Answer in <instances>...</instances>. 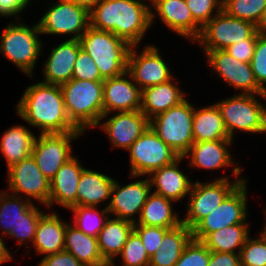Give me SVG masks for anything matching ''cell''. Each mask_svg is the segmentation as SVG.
<instances>
[{
    "label": "cell",
    "instance_id": "obj_8",
    "mask_svg": "<svg viewBox=\"0 0 266 266\" xmlns=\"http://www.w3.org/2000/svg\"><path fill=\"white\" fill-rule=\"evenodd\" d=\"M236 180L230 182L227 177H221L213 182L202 184L199 181L193 183L190 190V199L187 204L186 218L182 219L191 230L207 215L214 211L226 198V196L245 178H238L242 170L240 167L233 168Z\"/></svg>",
    "mask_w": 266,
    "mask_h": 266
},
{
    "label": "cell",
    "instance_id": "obj_22",
    "mask_svg": "<svg viewBox=\"0 0 266 266\" xmlns=\"http://www.w3.org/2000/svg\"><path fill=\"white\" fill-rule=\"evenodd\" d=\"M81 45L79 40L68 39L53 48L44 62L46 84L62 85L72 79L74 64Z\"/></svg>",
    "mask_w": 266,
    "mask_h": 266
},
{
    "label": "cell",
    "instance_id": "obj_10",
    "mask_svg": "<svg viewBox=\"0 0 266 266\" xmlns=\"http://www.w3.org/2000/svg\"><path fill=\"white\" fill-rule=\"evenodd\" d=\"M246 179L240 182L209 215L193 229L192 238L202 241L209 233L235 224L247 223Z\"/></svg>",
    "mask_w": 266,
    "mask_h": 266
},
{
    "label": "cell",
    "instance_id": "obj_41",
    "mask_svg": "<svg viewBox=\"0 0 266 266\" xmlns=\"http://www.w3.org/2000/svg\"><path fill=\"white\" fill-rule=\"evenodd\" d=\"M210 250L201 242L191 239L174 266H208Z\"/></svg>",
    "mask_w": 266,
    "mask_h": 266
},
{
    "label": "cell",
    "instance_id": "obj_49",
    "mask_svg": "<svg viewBox=\"0 0 266 266\" xmlns=\"http://www.w3.org/2000/svg\"><path fill=\"white\" fill-rule=\"evenodd\" d=\"M27 5L28 2L26 0H0V16H15L22 21L18 14L26 9Z\"/></svg>",
    "mask_w": 266,
    "mask_h": 266
},
{
    "label": "cell",
    "instance_id": "obj_45",
    "mask_svg": "<svg viewBox=\"0 0 266 266\" xmlns=\"http://www.w3.org/2000/svg\"><path fill=\"white\" fill-rule=\"evenodd\" d=\"M168 230L169 229L162 227L134 225V231L141 238L149 257L159 249V245Z\"/></svg>",
    "mask_w": 266,
    "mask_h": 266
},
{
    "label": "cell",
    "instance_id": "obj_24",
    "mask_svg": "<svg viewBox=\"0 0 266 266\" xmlns=\"http://www.w3.org/2000/svg\"><path fill=\"white\" fill-rule=\"evenodd\" d=\"M185 93L181 91L180 86H176L172 79L144 88L141 90L140 111L150 121L157 115L184 101Z\"/></svg>",
    "mask_w": 266,
    "mask_h": 266
},
{
    "label": "cell",
    "instance_id": "obj_11",
    "mask_svg": "<svg viewBox=\"0 0 266 266\" xmlns=\"http://www.w3.org/2000/svg\"><path fill=\"white\" fill-rule=\"evenodd\" d=\"M213 15L196 40L205 53L225 50L234 43L249 39L257 31L253 23L230 16L223 10Z\"/></svg>",
    "mask_w": 266,
    "mask_h": 266
},
{
    "label": "cell",
    "instance_id": "obj_28",
    "mask_svg": "<svg viewBox=\"0 0 266 266\" xmlns=\"http://www.w3.org/2000/svg\"><path fill=\"white\" fill-rule=\"evenodd\" d=\"M134 230V223L119 219L106 218L102 230L97 236L98 247L105 261H114L124 247L128 236Z\"/></svg>",
    "mask_w": 266,
    "mask_h": 266
},
{
    "label": "cell",
    "instance_id": "obj_12",
    "mask_svg": "<svg viewBox=\"0 0 266 266\" xmlns=\"http://www.w3.org/2000/svg\"><path fill=\"white\" fill-rule=\"evenodd\" d=\"M41 34H72L79 40L90 26L89 10L71 0H59L38 22Z\"/></svg>",
    "mask_w": 266,
    "mask_h": 266
},
{
    "label": "cell",
    "instance_id": "obj_3",
    "mask_svg": "<svg viewBox=\"0 0 266 266\" xmlns=\"http://www.w3.org/2000/svg\"><path fill=\"white\" fill-rule=\"evenodd\" d=\"M103 82L71 79L60 85L71 123L84 133L99 126L103 115Z\"/></svg>",
    "mask_w": 266,
    "mask_h": 266
},
{
    "label": "cell",
    "instance_id": "obj_18",
    "mask_svg": "<svg viewBox=\"0 0 266 266\" xmlns=\"http://www.w3.org/2000/svg\"><path fill=\"white\" fill-rule=\"evenodd\" d=\"M127 77L131 79L128 80ZM131 80L133 79L127 71L120 76L104 80L103 115L101 120L106 118L113 111L127 112L140 110L141 89Z\"/></svg>",
    "mask_w": 266,
    "mask_h": 266
},
{
    "label": "cell",
    "instance_id": "obj_29",
    "mask_svg": "<svg viewBox=\"0 0 266 266\" xmlns=\"http://www.w3.org/2000/svg\"><path fill=\"white\" fill-rule=\"evenodd\" d=\"M192 129L194 142L232 140L216 103L197 110L194 107Z\"/></svg>",
    "mask_w": 266,
    "mask_h": 266
},
{
    "label": "cell",
    "instance_id": "obj_33",
    "mask_svg": "<svg viewBox=\"0 0 266 266\" xmlns=\"http://www.w3.org/2000/svg\"><path fill=\"white\" fill-rule=\"evenodd\" d=\"M36 136L25 126H13L3 133L0 151L7 161V167L31 155Z\"/></svg>",
    "mask_w": 266,
    "mask_h": 266
},
{
    "label": "cell",
    "instance_id": "obj_50",
    "mask_svg": "<svg viewBox=\"0 0 266 266\" xmlns=\"http://www.w3.org/2000/svg\"><path fill=\"white\" fill-rule=\"evenodd\" d=\"M2 238L4 237H0V264L12 260L11 252L8 251Z\"/></svg>",
    "mask_w": 266,
    "mask_h": 266
},
{
    "label": "cell",
    "instance_id": "obj_40",
    "mask_svg": "<svg viewBox=\"0 0 266 266\" xmlns=\"http://www.w3.org/2000/svg\"><path fill=\"white\" fill-rule=\"evenodd\" d=\"M45 212L40 211L35 204H32L24 213L23 217H21L20 222L16 229H13L10 236L18 239L19 247L22 246L23 242L34 241L35 232L37 224L41 218V216Z\"/></svg>",
    "mask_w": 266,
    "mask_h": 266
},
{
    "label": "cell",
    "instance_id": "obj_38",
    "mask_svg": "<svg viewBox=\"0 0 266 266\" xmlns=\"http://www.w3.org/2000/svg\"><path fill=\"white\" fill-rule=\"evenodd\" d=\"M123 266H149L150 257L139 235L133 230L121 253Z\"/></svg>",
    "mask_w": 266,
    "mask_h": 266
},
{
    "label": "cell",
    "instance_id": "obj_37",
    "mask_svg": "<svg viewBox=\"0 0 266 266\" xmlns=\"http://www.w3.org/2000/svg\"><path fill=\"white\" fill-rule=\"evenodd\" d=\"M266 9V0H223L222 10L235 18L246 20L255 26Z\"/></svg>",
    "mask_w": 266,
    "mask_h": 266
},
{
    "label": "cell",
    "instance_id": "obj_30",
    "mask_svg": "<svg viewBox=\"0 0 266 266\" xmlns=\"http://www.w3.org/2000/svg\"><path fill=\"white\" fill-rule=\"evenodd\" d=\"M173 201L151 192L142 207L140 216L134 225H146L171 229L182 223V219L173 213Z\"/></svg>",
    "mask_w": 266,
    "mask_h": 266
},
{
    "label": "cell",
    "instance_id": "obj_15",
    "mask_svg": "<svg viewBox=\"0 0 266 266\" xmlns=\"http://www.w3.org/2000/svg\"><path fill=\"white\" fill-rule=\"evenodd\" d=\"M8 182V189L13 195L23 193L29 201L32 197L46 206L49 203L50 181L40 171L32 155L8 168Z\"/></svg>",
    "mask_w": 266,
    "mask_h": 266
},
{
    "label": "cell",
    "instance_id": "obj_51",
    "mask_svg": "<svg viewBox=\"0 0 266 266\" xmlns=\"http://www.w3.org/2000/svg\"><path fill=\"white\" fill-rule=\"evenodd\" d=\"M256 30L260 34H266V9L263 11L261 18L256 25Z\"/></svg>",
    "mask_w": 266,
    "mask_h": 266
},
{
    "label": "cell",
    "instance_id": "obj_13",
    "mask_svg": "<svg viewBox=\"0 0 266 266\" xmlns=\"http://www.w3.org/2000/svg\"><path fill=\"white\" fill-rule=\"evenodd\" d=\"M82 134L83 132L40 133L38 138H35L31 155L49 181L61 166L74 156L70 142Z\"/></svg>",
    "mask_w": 266,
    "mask_h": 266
},
{
    "label": "cell",
    "instance_id": "obj_27",
    "mask_svg": "<svg viewBox=\"0 0 266 266\" xmlns=\"http://www.w3.org/2000/svg\"><path fill=\"white\" fill-rule=\"evenodd\" d=\"M113 182L103 173L84 168L77 188V206L95 207L111 199Z\"/></svg>",
    "mask_w": 266,
    "mask_h": 266
},
{
    "label": "cell",
    "instance_id": "obj_43",
    "mask_svg": "<svg viewBox=\"0 0 266 266\" xmlns=\"http://www.w3.org/2000/svg\"><path fill=\"white\" fill-rule=\"evenodd\" d=\"M73 79L104 81L93 58L83 49H80L76 57L73 69Z\"/></svg>",
    "mask_w": 266,
    "mask_h": 266
},
{
    "label": "cell",
    "instance_id": "obj_21",
    "mask_svg": "<svg viewBox=\"0 0 266 266\" xmlns=\"http://www.w3.org/2000/svg\"><path fill=\"white\" fill-rule=\"evenodd\" d=\"M83 169L75 156L61 166L50 181L48 208L53 203L68 209L77 206V188Z\"/></svg>",
    "mask_w": 266,
    "mask_h": 266
},
{
    "label": "cell",
    "instance_id": "obj_26",
    "mask_svg": "<svg viewBox=\"0 0 266 266\" xmlns=\"http://www.w3.org/2000/svg\"><path fill=\"white\" fill-rule=\"evenodd\" d=\"M67 225L68 223H64L58 214L44 213L37 224L33 241L37 253L47 256L63 251Z\"/></svg>",
    "mask_w": 266,
    "mask_h": 266
},
{
    "label": "cell",
    "instance_id": "obj_9",
    "mask_svg": "<svg viewBox=\"0 0 266 266\" xmlns=\"http://www.w3.org/2000/svg\"><path fill=\"white\" fill-rule=\"evenodd\" d=\"M128 152L133 178L149 175L179 158L178 154L158 137L151 126H148L130 146Z\"/></svg>",
    "mask_w": 266,
    "mask_h": 266
},
{
    "label": "cell",
    "instance_id": "obj_17",
    "mask_svg": "<svg viewBox=\"0 0 266 266\" xmlns=\"http://www.w3.org/2000/svg\"><path fill=\"white\" fill-rule=\"evenodd\" d=\"M151 189L149 178L131 182L123 187L114 180L111 200L107 205L108 214L135 223L136 220L132 217L136 213L140 216Z\"/></svg>",
    "mask_w": 266,
    "mask_h": 266
},
{
    "label": "cell",
    "instance_id": "obj_5",
    "mask_svg": "<svg viewBox=\"0 0 266 266\" xmlns=\"http://www.w3.org/2000/svg\"><path fill=\"white\" fill-rule=\"evenodd\" d=\"M38 23L33 27L24 23H10L0 35V53L19 67L23 73L33 77L32 70L42 53Z\"/></svg>",
    "mask_w": 266,
    "mask_h": 266
},
{
    "label": "cell",
    "instance_id": "obj_47",
    "mask_svg": "<svg viewBox=\"0 0 266 266\" xmlns=\"http://www.w3.org/2000/svg\"><path fill=\"white\" fill-rule=\"evenodd\" d=\"M38 266H85L78 261L70 252L63 250L51 255L44 256Z\"/></svg>",
    "mask_w": 266,
    "mask_h": 266
},
{
    "label": "cell",
    "instance_id": "obj_44",
    "mask_svg": "<svg viewBox=\"0 0 266 266\" xmlns=\"http://www.w3.org/2000/svg\"><path fill=\"white\" fill-rule=\"evenodd\" d=\"M250 65L258 85L266 92V34H259Z\"/></svg>",
    "mask_w": 266,
    "mask_h": 266
},
{
    "label": "cell",
    "instance_id": "obj_23",
    "mask_svg": "<svg viewBox=\"0 0 266 266\" xmlns=\"http://www.w3.org/2000/svg\"><path fill=\"white\" fill-rule=\"evenodd\" d=\"M184 157H179L173 163L163 166L150 174L151 188L156 187L153 193L172 201H180L190 194L193 182L179 169L178 163Z\"/></svg>",
    "mask_w": 266,
    "mask_h": 266
},
{
    "label": "cell",
    "instance_id": "obj_32",
    "mask_svg": "<svg viewBox=\"0 0 266 266\" xmlns=\"http://www.w3.org/2000/svg\"><path fill=\"white\" fill-rule=\"evenodd\" d=\"M64 250L70 252L85 266H94L105 262L96 237L87 235L74 225L68 224L65 232Z\"/></svg>",
    "mask_w": 266,
    "mask_h": 266
},
{
    "label": "cell",
    "instance_id": "obj_20",
    "mask_svg": "<svg viewBox=\"0 0 266 266\" xmlns=\"http://www.w3.org/2000/svg\"><path fill=\"white\" fill-rule=\"evenodd\" d=\"M151 3L169 29L179 36L189 37L195 43L202 27L193 19L185 0H152Z\"/></svg>",
    "mask_w": 266,
    "mask_h": 266
},
{
    "label": "cell",
    "instance_id": "obj_54",
    "mask_svg": "<svg viewBox=\"0 0 266 266\" xmlns=\"http://www.w3.org/2000/svg\"><path fill=\"white\" fill-rule=\"evenodd\" d=\"M266 211V210H265ZM265 228L263 229V233L266 235V224H265V226H264Z\"/></svg>",
    "mask_w": 266,
    "mask_h": 266
},
{
    "label": "cell",
    "instance_id": "obj_35",
    "mask_svg": "<svg viewBox=\"0 0 266 266\" xmlns=\"http://www.w3.org/2000/svg\"><path fill=\"white\" fill-rule=\"evenodd\" d=\"M33 203L19 196L11 195L6 191H0V227L5 236L9 235L13 229H16L23 213Z\"/></svg>",
    "mask_w": 266,
    "mask_h": 266
},
{
    "label": "cell",
    "instance_id": "obj_1",
    "mask_svg": "<svg viewBox=\"0 0 266 266\" xmlns=\"http://www.w3.org/2000/svg\"><path fill=\"white\" fill-rule=\"evenodd\" d=\"M147 0H145L146 2ZM144 0H100L90 11V26L111 32L131 46H138L154 21Z\"/></svg>",
    "mask_w": 266,
    "mask_h": 266
},
{
    "label": "cell",
    "instance_id": "obj_19",
    "mask_svg": "<svg viewBox=\"0 0 266 266\" xmlns=\"http://www.w3.org/2000/svg\"><path fill=\"white\" fill-rule=\"evenodd\" d=\"M148 126V118L140 110H135L118 112L99 127L106 132L113 147L128 150Z\"/></svg>",
    "mask_w": 266,
    "mask_h": 266
},
{
    "label": "cell",
    "instance_id": "obj_16",
    "mask_svg": "<svg viewBox=\"0 0 266 266\" xmlns=\"http://www.w3.org/2000/svg\"><path fill=\"white\" fill-rule=\"evenodd\" d=\"M134 47L129 52L127 72L141 90L174 78L156 46L146 45L139 55Z\"/></svg>",
    "mask_w": 266,
    "mask_h": 266
},
{
    "label": "cell",
    "instance_id": "obj_36",
    "mask_svg": "<svg viewBox=\"0 0 266 266\" xmlns=\"http://www.w3.org/2000/svg\"><path fill=\"white\" fill-rule=\"evenodd\" d=\"M107 206L99 212L95 207L73 206L69 209L74 213V226L83 233L96 237L102 230L108 214ZM105 220H104V219Z\"/></svg>",
    "mask_w": 266,
    "mask_h": 266
},
{
    "label": "cell",
    "instance_id": "obj_52",
    "mask_svg": "<svg viewBox=\"0 0 266 266\" xmlns=\"http://www.w3.org/2000/svg\"><path fill=\"white\" fill-rule=\"evenodd\" d=\"M71 1L87 8L90 11L100 0H71Z\"/></svg>",
    "mask_w": 266,
    "mask_h": 266
},
{
    "label": "cell",
    "instance_id": "obj_42",
    "mask_svg": "<svg viewBox=\"0 0 266 266\" xmlns=\"http://www.w3.org/2000/svg\"><path fill=\"white\" fill-rule=\"evenodd\" d=\"M193 19L203 28L214 16L222 10L223 0H185Z\"/></svg>",
    "mask_w": 266,
    "mask_h": 266
},
{
    "label": "cell",
    "instance_id": "obj_34",
    "mask_svg": "<svg viewBox=\"0 0 266 266\" xmlns=\"http://www.w3.org/2000/svg\"><path fill=\"white\" fill-rule=\"evenodd\" d=\"M249 224H235L209 233L201 242L215 252L240 253L249 237ZM236 252L235 250H237Z\"/></svg>",
    "mask_w": 266,
    "mask_h": 266
},
{
    "label": "cell",
    "instance_id": "obj_31",
    "mask_svg": "<svg viewBox=\"0 0 266 266\" xmlns=\"http://www.w3.org/2000/svg\"><path fill=\"white\" fill-rule=\"evenodd\" d=\"M191 239L192 230L183 223L169 229L159 249L150 257L149 266H174Z\"/></svg>",
    "mask_w": 266,
    "mask_h": 266
},
{
    "label": "cell",
    "instance_id": "obj_7",
    "mask_svg": "<svg viewBox=\"0 0 266 266\" xmlns=\"http://www.w3.org/2000/svg\"><path fill=\"white\" fill-rule=\"evenodd\" d=\"M252 94H239L220 101V109L225 128L233 140L235 130L264 133L266 132V107Z\"/></svg>",
    "mask_w": 266,
    "mask_h": 266
},
{
    "label": "cell",
    "instance_id": "obj_6",
    "mask_svg": "<svg viewBox=\"0 0 266 266\" xmlns=\"http://www.w3.org/2000/svg\"><path fill=\"white\" fill-rule=\"evenodd\" d=\"M193 115L194 106L185 99L180 104L152 118L149 126L179 157H184L194 143Z\"/></svg>",
    "mask_w": 266,
    "mask_h": 266
},
{
    "label": "cell",
    "instance_id": "obj_46",
    "mask_svg": "<svg viewBox=\"0 0 266 266\" xmlns=\"http://www.w3.org/2000/svg\"><path fill=\"white\" fill-rule=\"evenodd\" d=\"M259 34L260 33L256 31L249 39H245L243 42L234 43L225 50L235 59L244 63H250L255 51L256 41Z\"/></svg>",
    "mask_w": 266,
    "mask_h": 266
},
{
    "label": "cell",
    "instance_id": "obj_53",
    "mask_svg": "<svg viewBox=\"0 0 266 266\" xmlns=\"http://www.w3.org/2000/svg\"><path fill=\"white\" fill-rule=\"evenodd\" d=\"M114 262H115V261H105V262H103V263H101V264L94 265V266H115V265H114Z\"/></svg>",
    "mask_w": 266,
    "mask_h": 266
},
{
    "label": "cell",
    "instance_id": "obj_39",
    "mask_svg": "<svg viewBox=\"0 0 266 266\" xmlns=\"http://www.w3.org/2000/svg\"><path fill=\"white\" fill-rule=\"evenodd\" d=\"M257 239H246L240 250V266H266V235L261 231Z\"/></svg>",
    "mask_w": 266,
    "mask_h": 266
},
{
    "label": "cell",
    "instance_id": "obj_4",
    "mask_svg": "<svg viewBox=\"0 0 266 266\" xmlns=\"http://www.w3.org/2000/svg\"><path fill=\"white\" fill-rule=\"evenodd\" d=\"M79 42L81 49L93 58L104 79L120 76L127 71L132 46L122 38L89 26Z\"/></svg>",
    "mask_w": 266,
    "mask_h": 266
},
{
    "label": "cell",
    "instance_id": "obj_2",
    "mask_svg": "<svg viewBox=\"0 0 266 266\" xmlns=\"http://www.w3.org/2000/svg\"><path fill=\"white\" fill-rule=\"evenodd\" d=\"M16 111L30 126L41 128V134L82 132L68 118L60 85L39 82L27 87Z\"/></svg>",
    "mask_w": 266,
    "mask_h": 266
},
{
    "label": "cell",
    "instance_id": "obj_48",
    "mask_svg": "<svg viewBox=\"0 0 266 266\" xmlns=\"http://www.w3.org/2000/svg\"><path fill=\"white\" fill-rule=\"evenodd\" d=\"M208 266H240V253L210 251Z\"/></svg>",
    "mask_w": 266,
    "mask_h": 266
},
{
    "label": "cell",
    "instance_id": "obj_14",
    "mask_svg": "<svg viewBox=\"0 0 266 266\" xmlns=\"http://www.w3.org/2000/svg\"><path fill=\"white\" fill-rule=\"evenodd\" d=\"M208 64L220 78L236 90H243L241 94L260 95L266 99V92L258 85L250 63L235 59L226 50H213L206 53Z\"/></svg>",
    "mask_w": 266,
    "mask_h": 266
},
{
    "label": "cell",
    "instance_id": "obj_25",
    "mask_svg": "<svg viewBox=\"0 0 266 266\" xmlns=\"http://www.w3.org/2000/svg\"><path fill=\"white\" fill-rule=\"evenodd\" d=\"M233 140H214L204 142H194L191 148L184 155L190 156V165L213 170L234 165V160L228 150V145H232Z\"/></svg>",
    "mask_w": 266,
    "mask_h": 266
}]
</instances>
